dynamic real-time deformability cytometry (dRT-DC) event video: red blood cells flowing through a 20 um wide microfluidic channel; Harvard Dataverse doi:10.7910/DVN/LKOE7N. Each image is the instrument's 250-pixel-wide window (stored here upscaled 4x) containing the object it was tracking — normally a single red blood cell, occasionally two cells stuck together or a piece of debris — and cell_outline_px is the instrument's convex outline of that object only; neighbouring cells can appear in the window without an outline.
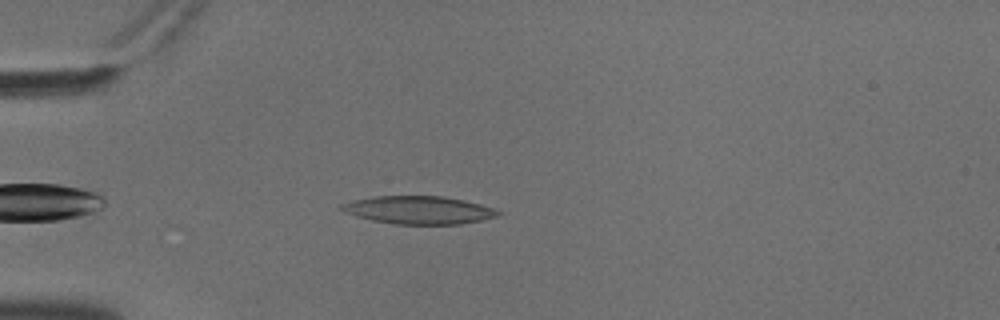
{"species": "common noctule bat (a hibernating species)", "species_latin": "Nyctalus noctula", "temperature_condition": "cold", "stored_images_in_passage": 45, "camera_frame_rate_fps": 3000, "um_per_image_px": 0.085, "animal": {"sex": "male", "body_mass_g": 18.8}, "frame": {"image": 1, "passage_image": 5, "time_ms": 1.333, "image_size_px": [1000, 320], "cell_outline_px": [[504, 212], [500, 216], [460, 224], [392, 224], [372, 220], [356, 216], [344, 212], [340, 208], [340, 204], [352, 200], [376, 196], [444, 196], [464, 200], [480, 204]], "centroid_in_image_um": [35.6, 17.85], "position_along_channel_um": 49.4, "area_um2": 25.55}}
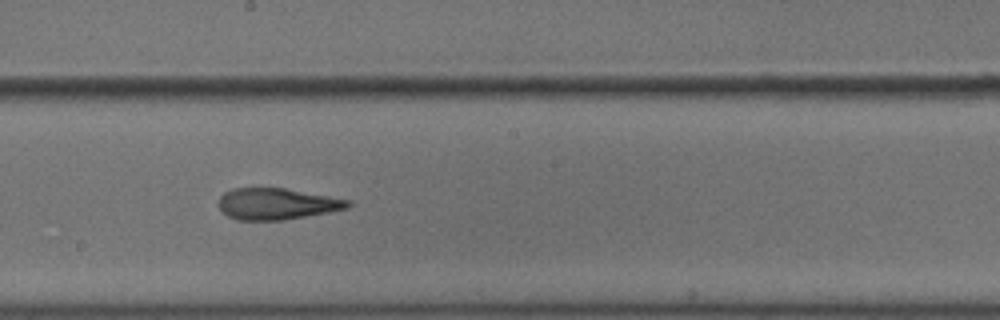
{"frame": {"image": 2, "passage_image": 21, "time_ms": 6.667, "image_size_px": [1000, 320], "cell_outline_px": [[352, 204], [348, 208], [328, 212], [284, 220], [236, 220], [228, 216], [216, 204], [220, 196], [224, 192], [232, 188], [284, 188], [352, 200]], "centroid_in_image_um": [23.51, 17.32], "position_along_channel_um": 224.7, "area_um2": 23.76}}
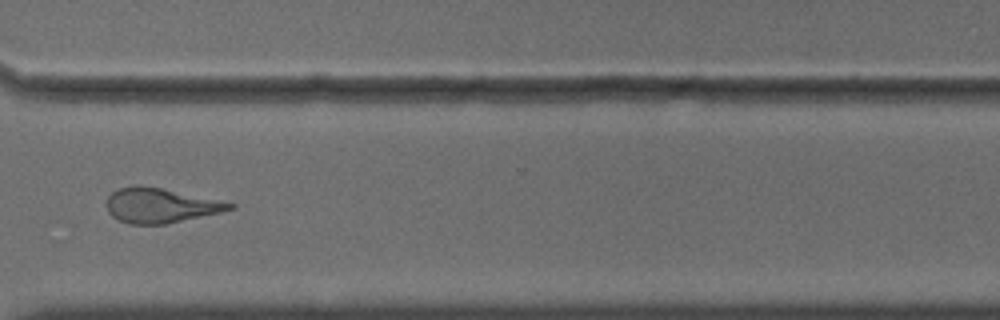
{"frame": {"image": 3, "passage_image": 32, "time_ms": 10.333, "image_size_px": [1000, 320], "cell_outline_px": [[236, 208], [220, 212], [164, 224], [132, 224], [120, 220], [112, 216], [108, 212], [108, 196], [112, 192], [120, 188], [136, 184], [160, 188], [236, 204]], "centroid_in_image_um": [13.61, 17.46], "position_along_channel_um": 357.0, "area_um2": 24.33}, "authors_computed_cell_mechanics": {"area_um2": 25.0852, "velocity_mm_per_s": 3.607, "shape_relaxation_time_tau1_ms": null, "shape_relaxation_time_tau2_ms": 3.1774, "deformation_change_tau1": null, "deformation_change_tau2": 0.1401}}